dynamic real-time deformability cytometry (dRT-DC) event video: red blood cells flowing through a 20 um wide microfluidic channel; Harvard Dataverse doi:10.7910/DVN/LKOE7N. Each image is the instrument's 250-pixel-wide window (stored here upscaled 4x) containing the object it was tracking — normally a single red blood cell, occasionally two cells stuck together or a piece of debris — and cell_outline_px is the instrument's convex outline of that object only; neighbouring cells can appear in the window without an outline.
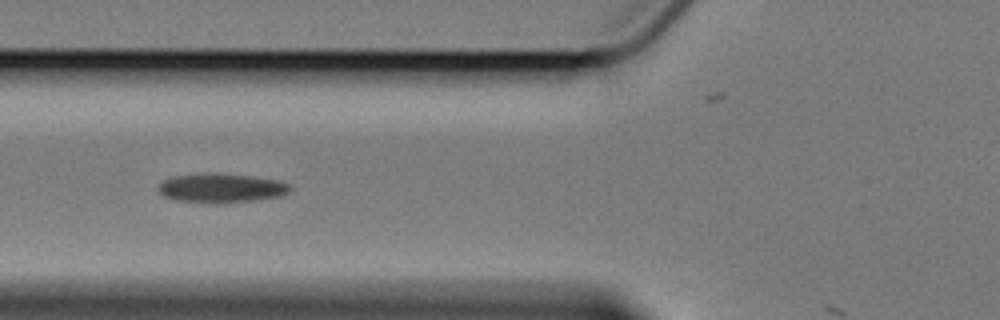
{"species": "Egyptian fruit bat (a non-hibernating species)", "species_latin": "Rousettus aegyptiacus", "temperature_condition": "cold", "stored_images_in_passage": 9, "camera_frame_rate_fps": 3000, "um_per_image_px": 0.085, "animal": {"sex": "female"}, "frame": {"image": 1, "passage_image": 5, "time_ms": 8.0, "image_size_px": [1000, 320], "cell_outline_px": [[292, 188], [288, 192], [280, 196], [252, 200], [176, 200], [164, 196], [160, 192], [160, 184], [164, 180], [172, 176], [252, 176], [280, 180], [292, 184]], "centroid_in_image_um": [18.93, 15.98], "position_along_channel_um": 106.9, "area_um2": 20.29}}
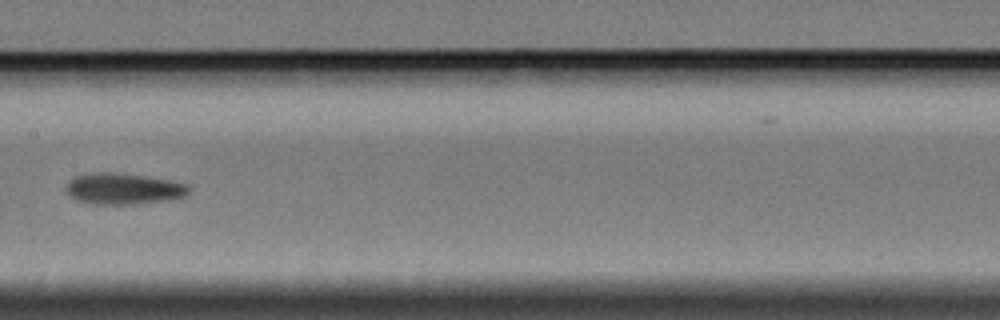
{"frame": {"image": 2, "passage_image": 7, "time_ms": 10.667, "image_size_px": [1000, 320], "cell_outline_px": [[188, 192], [184, 196], [168, 200], [140, 204], [92, 204], [76, 200], [68, 196], [68, 184], [76, 176], [100, 172], [108, 172], [140, 176], [168, 180], [184, 184], [188, 188]], "centroid_in_image_um": [10.47, 16.07], "position_along_channel_um": 196.9, "area_um2": 21.73}}
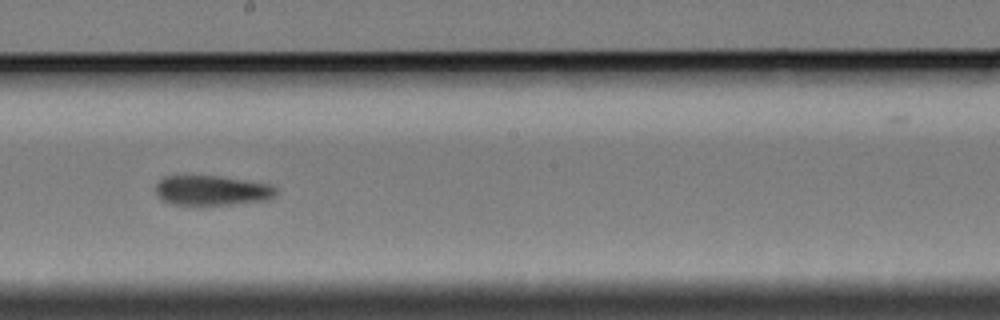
{"frame": {"image": 3, "passage_image": 8, "time_ms": 11.667, "image_size_px": [1000, 320], "cell_outline_px": [[276, 192], [272, 196], [264, 200], [232, 204], [172, 204], [160, 200], [156, 196], [156, 184], [164, 176], [216, 176], [268, 184], [276, 188]], "centroid_in_image_um": [17.93, 16.19], "position_along_channel_um": 230.3, "area_um2": 20.52}}